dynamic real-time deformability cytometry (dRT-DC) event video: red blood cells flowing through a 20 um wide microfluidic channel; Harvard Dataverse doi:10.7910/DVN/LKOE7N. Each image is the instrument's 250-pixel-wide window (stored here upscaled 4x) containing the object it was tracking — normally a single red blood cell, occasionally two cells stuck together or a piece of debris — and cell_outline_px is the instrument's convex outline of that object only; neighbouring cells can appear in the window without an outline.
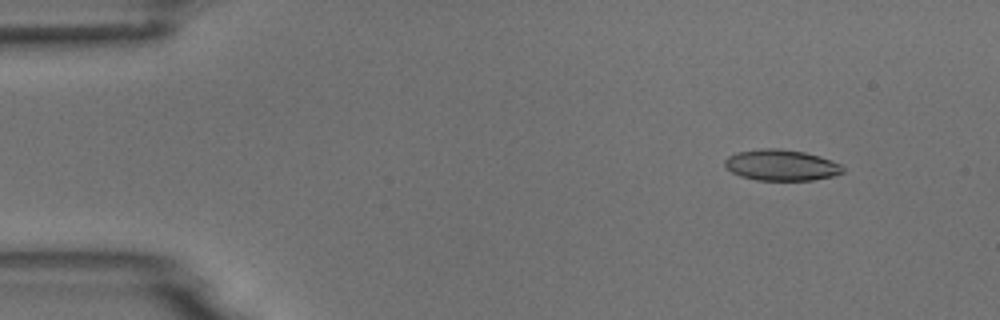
{"species": "common noctule bat (a hibernating species)", "species_latin": "Nyctalus noctula", "temperature_condition": "room temperature", "stored_images_in_passage": 4, "camera_frame_rate_fps": 3000, "um_per_image_px": 0.085, "animal": {"sex": "male", "body_mass_g": 18.8}, "frame": {"image": 1, "passage_image": 2, "time_ms": 1.333, "image_size_px": [1000, 320], "cell_outline_px": [[844, 172], [832, 176], [812, 180], [756, 180], [740, 176], [732, 172], [724, 164], [724, 160], [728, 156], [736, 152], [760, 148], [780, 148], [804, 152], [820, 156], [832, 160], [840, 164], [844, 168]], "centroid_in_image_um": [66.4, 14.03], "position_along_channel_um": 18.6, "area_um2": 21.44}}
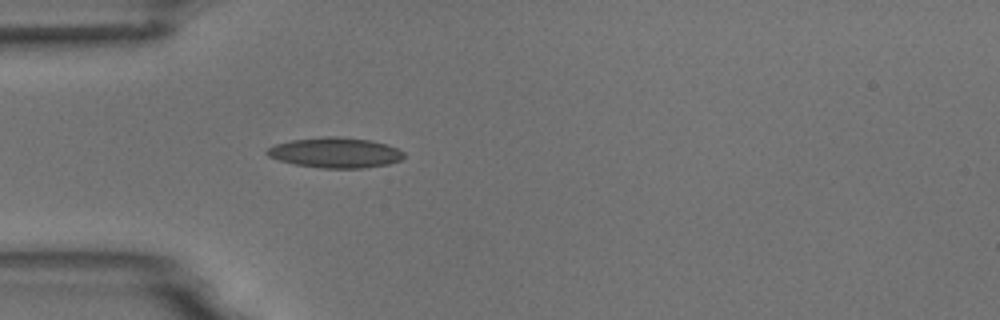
{"frame": {"image": 2, "passage_image": 4, "time_ms": 4.667, "image_size_px": [1000, 320], "cell_outline_px": [[404, 156], [400, 160], [388, 164], [360, 168], [320, 168], [296, 164], [280, 160], [268, 156], [264, 152], [268, 148], [276, 144], [292, 140], [324, 136], [340, 136], [368, 140], [388, 144], [404, 152]], "centroid_in_image_um": [28.5, 12.97], "position_along_channel_um": 56.5, "area_um2": 24.04}}